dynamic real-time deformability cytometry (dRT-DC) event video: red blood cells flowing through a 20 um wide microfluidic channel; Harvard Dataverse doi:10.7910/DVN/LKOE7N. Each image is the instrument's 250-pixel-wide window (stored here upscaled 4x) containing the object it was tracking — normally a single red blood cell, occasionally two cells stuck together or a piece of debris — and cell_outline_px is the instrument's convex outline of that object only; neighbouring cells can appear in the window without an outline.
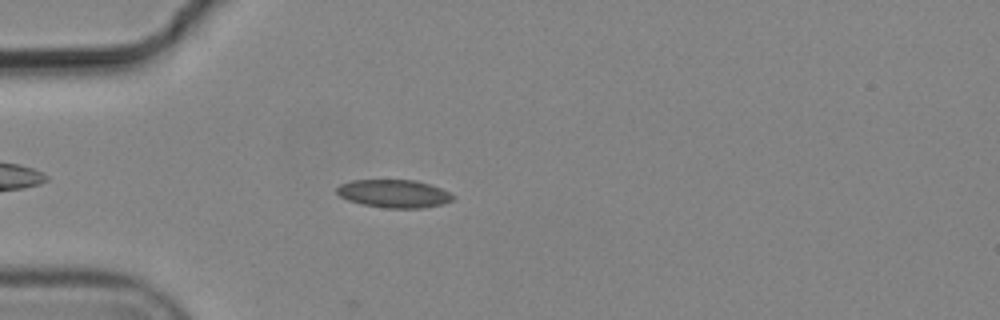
{"species": "common noctule bat (a hibernating species)", "species_latin": "Nyctalus noctula", "temperature_condition": "cold", "stored_images_in_passage": 4, "camera_frame_rate_fps": 3000, "um_per_image_px": 0.085, "animal": {"sex": "male", "body_mass_g": 19.2, "forearm_length_mm": 51.8}, "frame": {"image": 1, "passage_image": 3, "time_ms": 0.667, "image_size_px": [1000, 320], "cell_outline_px": [[456, 196], [452, 200], [440, 204], [420, 208], [384, 208], [364, 204], [348, 200], [340, 196], [336, 192], [336, 188], [340, 184], [352, 180], [416, 180], [440, 188]], "centroid_in_image_um": [33.46, 16.45], "position_along_channel_um": 51.5, "area_um2": 18.79}}